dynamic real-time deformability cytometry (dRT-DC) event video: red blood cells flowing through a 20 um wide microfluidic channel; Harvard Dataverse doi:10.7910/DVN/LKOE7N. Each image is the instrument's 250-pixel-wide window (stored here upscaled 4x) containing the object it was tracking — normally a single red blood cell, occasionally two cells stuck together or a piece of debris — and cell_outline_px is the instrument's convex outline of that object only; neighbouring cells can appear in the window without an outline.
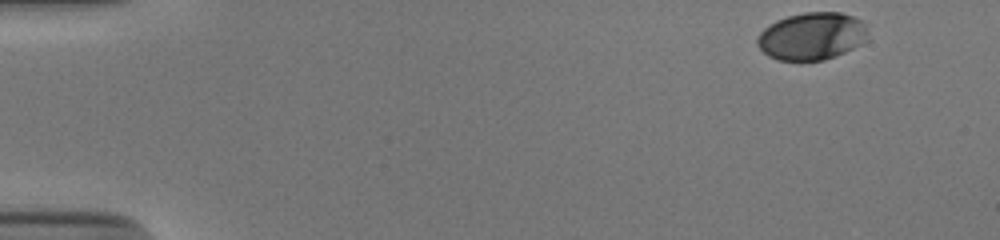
{"species": "human", "species_latin": "Homo sapiens", "temperature_condition": "cold", "stored_images_in_passage": 42, "camera_frame_rate_fps": 3000, "um_per_image_px": 0.085, "donor": {"sex": "male"}, "frame": {"image": 1, "passage_image": 1, "time_ms": 0.0, "image_size_px": [1000, 240], "cell_outline_px": [[864, 40], [860, 44], [836, 56], [824, 60], [776, 60], [768, 56], [756, 44], [756, 36], [768, 24], [776, 20], [788, 16], [804, 12], [840, 12], [852, 16], [860, 20], [864, 24]], "centroid_in_image_um": [68.92, 3.07], "position_along_channel_um": 16.1, "area_um2": 30.35}}
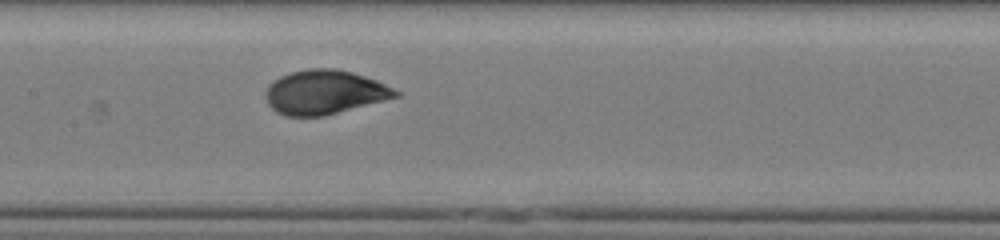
{"frame": {"image": 2, "passage_image": 24, "time_ms": 7.667, "image_size_px": [1000, 240], "cell_outline_px": [[400, 96], [324, 116], [288, 116], [276, 112], [268, 104], [264, 96], [264, 92], [268, 84], [272, 80], [280, 76], [292, 72], [308, 68], [332, 68], [352, 72], [376, 80], [400, 92]], "centroid_in_image_um": [27.54, 7.84], "position_along_channel_um": 179.9, "area_um2": 33.47}}
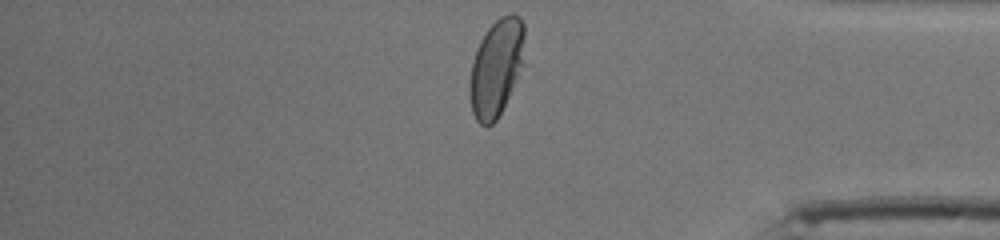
{"frame": {"image": 3, "passage_image": 42, "time_ms": 13.667, "image_size_px": [1000, 240], "cell_outline_px": [[524, 64], [496, 120], [488, 128], [484, 128], [476, 120], [472, 112], [468, 92], [468, 84], [472, 60], [480, 40], [488, 28], [500, 16], [512, 12], [520, 16], [524, 24]], "centroid_in_image_um": [42.17, 5.75], "position_along_channel_um": 393.0, "area_um2": 31.5}, "authors_computed_cell_mechanics": {"area_um2": 32.8882, "velocity_mm_per_s": 3.8671, "shape_relaxation_time_tau1_ms": 3.6643, "shape_relaxation_time_tau2_ms": null, "deformation_change_tau1": 0.1714, "deformation_change_tau2": null}}